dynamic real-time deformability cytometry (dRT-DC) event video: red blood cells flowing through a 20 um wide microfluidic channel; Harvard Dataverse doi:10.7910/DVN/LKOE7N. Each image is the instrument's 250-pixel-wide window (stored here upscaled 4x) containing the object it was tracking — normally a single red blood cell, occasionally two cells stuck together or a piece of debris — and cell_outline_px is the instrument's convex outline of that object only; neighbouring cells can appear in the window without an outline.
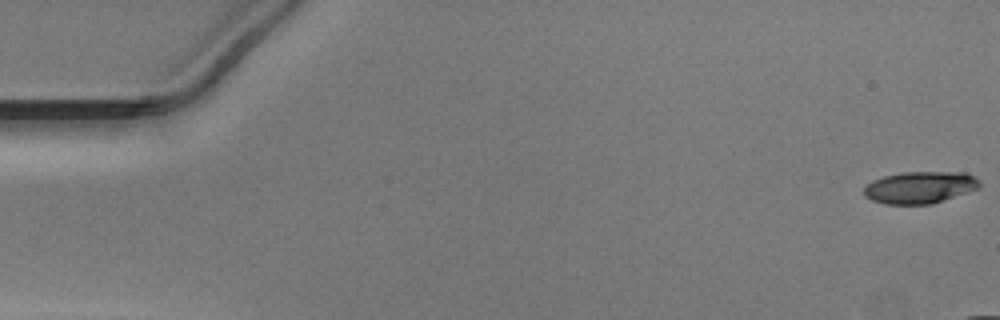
{"species": "Egyptian fruit bat (a non-hibernating species)", "species_latin": "Rousettus aegyptiacus", "temperature_condition": "warm", "stored_images_in_passage": 13, "camera_frame_rate_fps": 3000, "um_per_image_px": 0.085, "animal": {"sex": "male"}, "frame": {"image": 1, "passage_image": 1, "time_ms": 0.0, "image_size_px": [1000, 320], "cell_outline_px": [[980, 188], [932, 204], [884, 204], [872, 200], [864, 196], [864, 188], [872, 180], [884, 176], [900, 172], [964, 172], [980, 180]], "centroid_in_image_um": [78.19, 15.93], "position_along_channel_um": 6.8, "area_um2": 21.62}}